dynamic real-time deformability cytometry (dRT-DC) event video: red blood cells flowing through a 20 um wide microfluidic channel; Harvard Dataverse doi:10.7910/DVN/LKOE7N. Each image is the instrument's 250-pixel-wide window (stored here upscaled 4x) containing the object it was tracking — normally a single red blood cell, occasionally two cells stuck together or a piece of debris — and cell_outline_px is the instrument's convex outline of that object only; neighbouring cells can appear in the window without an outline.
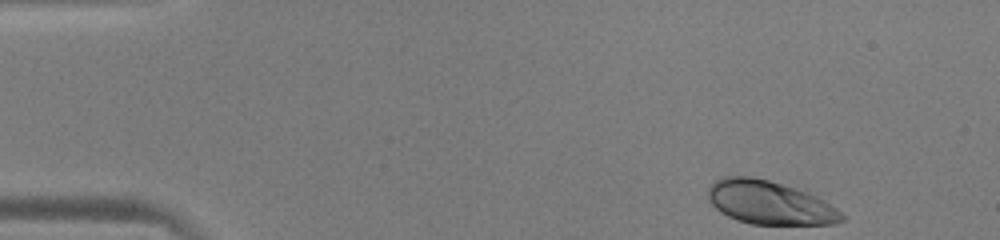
{"species": "human", "species_latin": "Homo sapiens", "temperature_condition": "warm", "stored_images_in_passage": 47, "camera_frame_rate_fps": 3000, "um_per_image_px": 0.085, "donor": {"sex": "male"}, "frame": {"image": 1, "passage_image": 1, "time_ms": 0.0, "image_size_px": [1000, 240], "cell_outline_px": [[844, 220], [836, 224], [752, 224], [736, 220], [720, 212], [708, 200], [708, 188], [716, 180], [724, 176], [752, 176], [768, 180], [796, 188], [808, 192], [816, 196], [836, 208], [844, 216]], "centroid_in_image_um": [65.4, 17.22], "position_along_channel_um": 19.6, "area_um2": 33.81}}
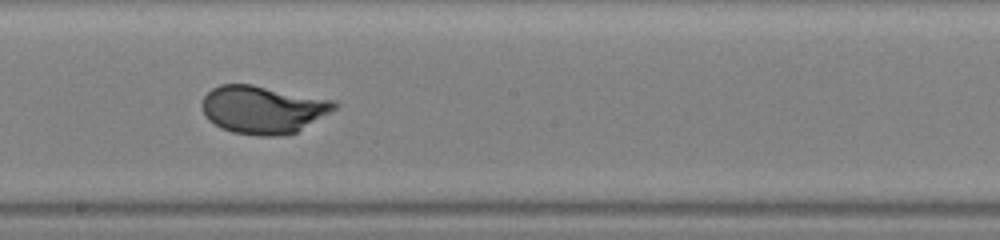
{"frame": {"image": 2, "passage_image": 25, "time_ms": 8.0, "image_size_px": [1000, 240], "cell_outline_px": [[340, 104], [336, 108], [296, 132], [284, 136], [260, 136], [232, 132], [220, 128], [208, 120], [204, 116], [200, 104], [204, 96], [212, 88], [220, 84], [252, 84], [336, 100]], "centroid_in_image_um": [22.33, 9.3], "position_along_channel_um": 225.9, "area_um2": 37.28}}
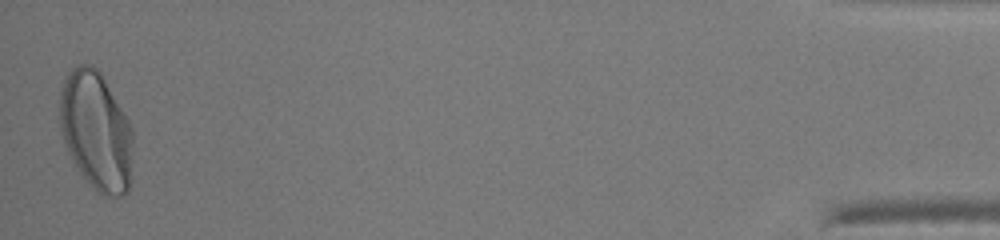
{"frame": {"image": 3, "passage_image": 47, "time_ms": 15.333, "image_size_px": [1000, 240], "cell_outline_px": [[132, 140], [128, 192], [124, 196], [104, 196], [92, 188], [80, 172], [68, 152], [64, 140], [60, 124], [60, 92], [64, 76], [76, 64], [92, 64], [100, 72], [128, 120], [132, 128]], "centroid_in_image_um": [8.15, 11.11], "position_along_channel_um": 427.1, "area_um2": 50.23}, "authors_computed_cell_mechanics": {"area_um2": 36.6452, "velocity_mm_per_s": 3.9589, "shape_relaxation_time_tau1_ms": 2.1103, "shape_relaxation_time_tau2_ms": null, "deformation_change_tau1": 0.1448, "deformation_change_tau2": null}}